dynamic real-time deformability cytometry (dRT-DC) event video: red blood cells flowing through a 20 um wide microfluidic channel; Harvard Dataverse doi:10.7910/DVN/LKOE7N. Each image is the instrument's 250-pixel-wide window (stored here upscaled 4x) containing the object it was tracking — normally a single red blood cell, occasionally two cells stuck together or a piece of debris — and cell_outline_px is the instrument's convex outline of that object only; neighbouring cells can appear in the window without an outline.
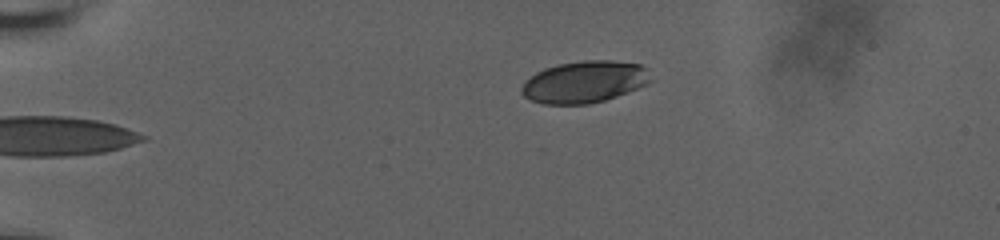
{"species": "human", "species_latin": "Homo sapiens", "temperature_condition": "room temperature", "stored_images_in_passage": 46, "camera_frame_rate_fps": 3000, "um_per_image_px": 0.085, "donor": {"sex": "male"}, "frame": {"image": 1, "passage_image": 1, "time_ms": 0.0, "image_size_px": [1000, 240], "cell_outline_px": [[652, 80], [636, 88], [616, 96], [604, 100], [588, 104], [544, 104], [532, 100], [524, 96], [520, 92], [520, 88], [536, 72], [544, 68], [560, 64], [584, 60], [612, 60], [640, 64], [644, 68]], "centroid_in_image_um": [49.65, 6.96], "position_along_channel_um": 35.4, "area_um2": 31.04}}
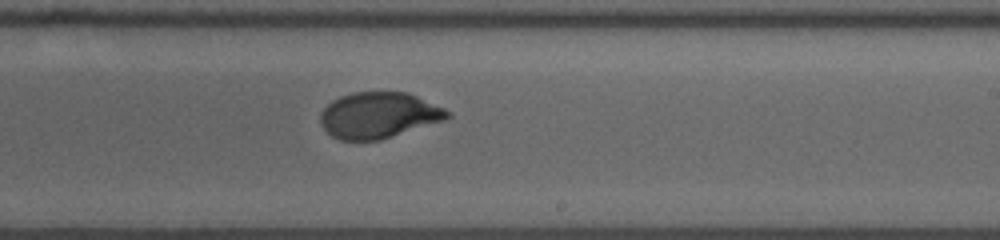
{"frame": {"image": 2, "passage_image": 25, "time_ms": 8.0, "image_size_px": [1000, 240], "cell_outline_px": [[452, 116], [444, 120], [380, 140], [340, 140], [332, 136], [320, 124], [320, 112], [332, 100], [340, 96], [352, 92], [408, 92], [444, 108]], "centroid_in_image_um": [32.16, 9.79], "position_along_channel_um": 256.8, "area_um2": 33.93}}
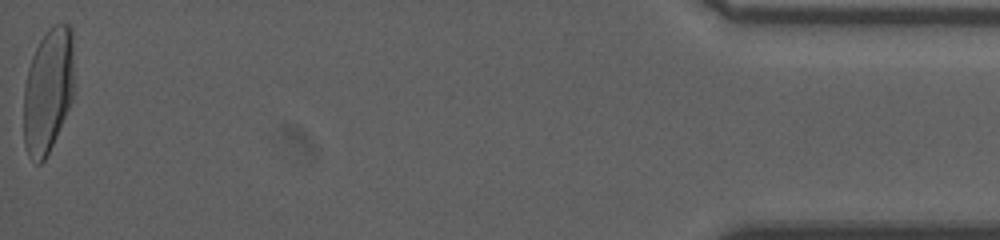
{"frame": {"image": 3, "passage_image": 46, "time_ms": 15.0, "image_size_px": [1000, 240], "cell_outline_px": [[72, 100], [56, 136], [44, 160], [40, 164], [36, 164], [28, 152], [24, 144], [24, 88], [28, 68], [32, 56], [40, 40], [48, 28], [56, 24], [68, 24], [72, 28]], "centroid_in_image_um": [4.07, 7.68], "position_along_channel_um": 431.1, "area_um2": 36.18}, "authors_computed_cell_mechanics": {"area_um2": 34.6222, "velocity_mm_per_s": 3.7034, "shape_relaxation_time_tau1_ms": 4.3033, "shape_relaxation_time_tau2_ms": null, "deformation_change_tau1": 0.1811, "deformation_change_tau2": null}}